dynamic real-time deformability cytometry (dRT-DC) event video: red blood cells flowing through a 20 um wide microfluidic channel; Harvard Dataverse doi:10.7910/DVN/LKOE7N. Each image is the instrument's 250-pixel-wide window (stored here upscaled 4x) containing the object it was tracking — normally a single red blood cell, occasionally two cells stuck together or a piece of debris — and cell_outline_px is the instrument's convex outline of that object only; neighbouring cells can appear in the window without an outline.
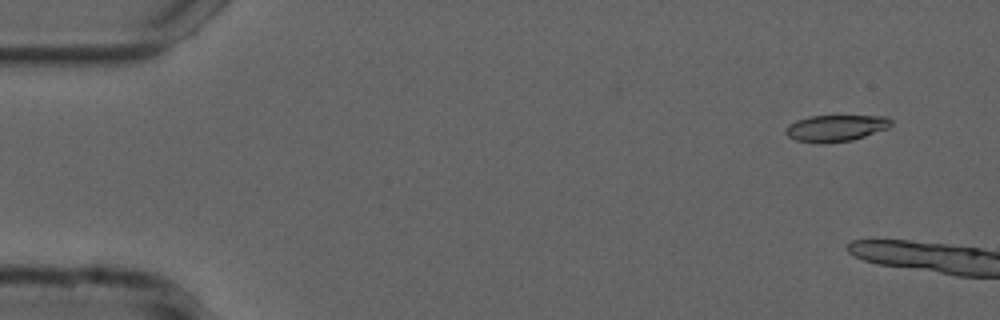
{"species": "common noctule bat (a hibernating species)", "species_latin": "Nyctalus noctula", "temperature_condition": "cold", "stored_images_in_passage": 7, "camera_frame_rate_fps": 3000, "um_per_image_px": 0.085, "animal": {"sex": "male", "forearm_length_mm": 52.5}, "frame": {"image": 1, "passage_image": 4, "time_ms": 1.0, "image_size_px": [1000, 320], "cell_outline_px": [[892, 124], [888, 128], [852, 140], [820, 144], [796, 140], [788, 136], [784, 132], [788, 124], [796, 120], [812, 116], [888, 116], [892, 120]], "centroid_in_image_um": [71.03, 10.89], "position_along_channel_um": 14.0, "area_um2": 16.3}}